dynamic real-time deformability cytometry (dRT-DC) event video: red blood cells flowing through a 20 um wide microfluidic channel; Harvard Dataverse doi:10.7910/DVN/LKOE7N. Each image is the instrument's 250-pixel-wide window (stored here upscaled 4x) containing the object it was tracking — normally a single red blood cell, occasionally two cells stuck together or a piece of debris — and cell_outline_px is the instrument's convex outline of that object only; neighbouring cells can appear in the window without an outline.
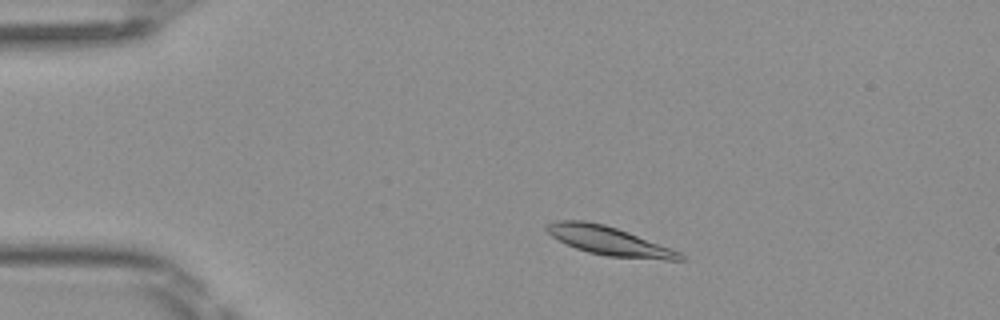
{"species": "Egyptian fruit bat (a non-hibernating species)", "species_latin": "Rousettus aegyptiacus", "temperature_condition": "room temperature", "stored_images_in_passage": 47, "camera_frame_rate_fps": 3000, "um_per_image_px": 0.085, "frame": {"image": 1, "passage_image": 7, "time_ms": 2.0, "image_size_px": [1000, 320], "cell_outline_px": [[688, 260], [664, 260], [608, 256], [588, 252], [576, 248], [552, 236], [544, 228], [548, 224], [556, 220], [584, 220], [604, 224], [628, 232], [672, 248], [688, 256]], "centroid_in_image_um": [51.84, 20.48], "position_along_channel_um": 33.2, "area_um2": 22.31}}
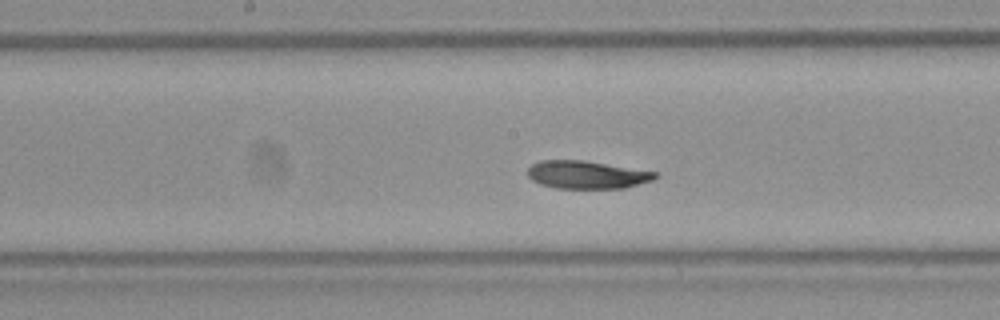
{"frame": {"image": 2, "passage_image": 23, "time_ms": 7.333, "image_size_px": [1000, 320], "cell_outline_px": [[660, 176], [652, 180], [624, 188], [556, 188], [540, 184], [532, 180], [528, 176], [528, 168], [532, 164], [540, 160], [584, 160], [656, 172]], "centroid_in_image_um": [49.86, 14.85], "position_along_channel_um": 198.3, "area_um2": 20.63}}
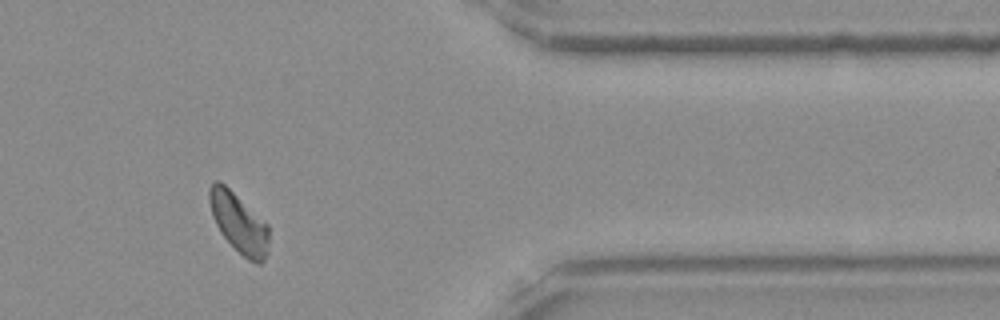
{"frame": {"image": 3, "passage_image": 39, "time_ms": 12.667, "image_size_px": [1000, 320], "cell_outline_px": [[268, 252], [264, 260], [260, 264], [256, 264], [248, 260], [220, 232], [212, 216], [208, 200], [208, 188], [216, 180], [224, 184], [268, 224]], "centroid_in_image_um": [20.3, 18.95], "position_along_channel_um": 391.1, "area_um2": 20.46}, "authors_computed_cell_mechanics": {"area_um2": 21.386, "velocity_mm_per_s": 4.0179, "shape_relaxation_time_tau1_ms": 2.5186, "shape_relaxation_time_tau2_ms": 3.0846, "deformation_change_tau1": 0.1163, "deformation_change_tau2": 0.0825}}